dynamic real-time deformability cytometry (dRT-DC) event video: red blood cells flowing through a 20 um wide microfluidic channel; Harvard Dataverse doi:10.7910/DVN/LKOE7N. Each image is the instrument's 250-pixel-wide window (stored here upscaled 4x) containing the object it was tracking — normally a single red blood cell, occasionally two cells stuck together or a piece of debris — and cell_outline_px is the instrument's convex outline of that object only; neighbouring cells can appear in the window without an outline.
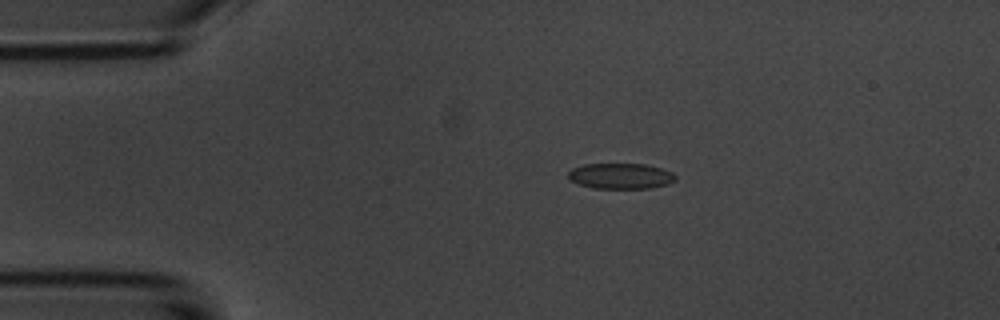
{"species": "common noctule bat (a hibernating species)", "species_latin": "Nyctalus noctula", "temperature_condition": "room temperature", "stored_images_in_passage": 3, "camera_frame_rate_fps": 3000, "um_per_image_px": 0.085, "animal": {"sex": "male", "body_mass_g": 20.1, "forearm_length_mm": 53.5}, "frame": {"image": 1, "passage_image": 1, "time_ms": 0.0, "image_size_px": [1000, 320], "cell_outline_px": [[676, 180], [668, 184], [648, 188], [592, 188], [568, 180], [568, 172], [572, 168], [584, 164], [644, 164], [660, 168], [672, 172], [676, 176]], "centroid_in_image_um": [52.73, 14.96], "position_along_channel_um": 32.3, "area_um2": 16.01}}
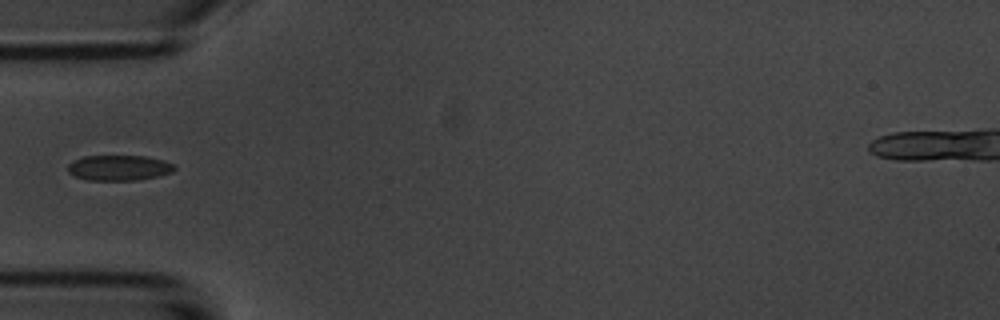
{"frame": {"image": 2, "passage_image": 3, "time_ms": 2.333, "image_size_px": [1000, 320], "cell_outline_px": [[176, 168], [172, 172], [160, 176], [136, 180], [88, 180], [76, 176], [68, 172], [68, 164], [72, 160], [84, 156], [144, 156], [164, 160], [176, 164]], "centroid_in_image_um": [10.14, 14.26], "position_along_channel_um": 74.9, "area_um2": 15.9}}